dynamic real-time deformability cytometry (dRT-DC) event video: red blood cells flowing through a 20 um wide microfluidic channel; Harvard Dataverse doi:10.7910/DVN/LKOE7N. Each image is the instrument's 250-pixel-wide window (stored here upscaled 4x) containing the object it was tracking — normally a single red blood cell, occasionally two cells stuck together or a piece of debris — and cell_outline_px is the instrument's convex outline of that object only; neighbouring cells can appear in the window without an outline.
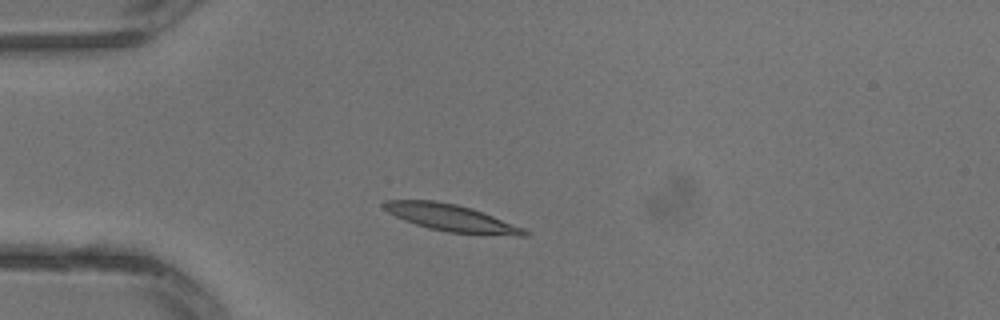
{"species": "common noctule bat (a hibernating species)", "species_latin": "Nyctalus noctula", "temperature_condition": "warm", "stored_images_in_passage": 1, "camera_frame_rate_fps": 3000, "um_per_image_px": 0.085, "animal": {"sex": "male", "body_mass_g": 13.3}, "frame": {"image": 1, "passage_image": 1, "time_ms": 0.0, "image_size_px": [1000, 320], "cell_outline_px": [[532, 232], [528, 236], [516, 236], [448, 232], [428, 228], [404, 220], [388, 212], [380, 204], [388, 200], [436, 200], [456, 204], [472, 208], [484, 212], [524, 228]], "centroid_in_image_um": [38.41, 18.52], "position_along_channel_um": 46.6, "area_um2": 22.14}}